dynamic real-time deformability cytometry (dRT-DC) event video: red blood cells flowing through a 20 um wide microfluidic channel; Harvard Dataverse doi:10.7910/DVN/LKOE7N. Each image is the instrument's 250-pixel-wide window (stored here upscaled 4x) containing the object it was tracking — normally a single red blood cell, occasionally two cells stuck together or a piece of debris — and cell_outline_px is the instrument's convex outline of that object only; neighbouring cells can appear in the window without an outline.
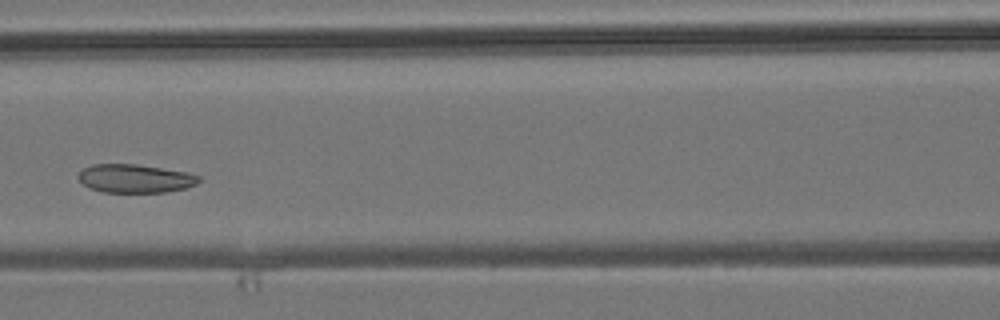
{"species": "common noctule bat (a hibernating species)", "species_latin": "Nyctalus noctula", "temperature_condition": "room temperature", "stored_images_in_passage": 6, "camera_frame_rate_fps": 3000, "um_per_image_px": 0.085, "animal": {"sex": "male", "body_mass_g": 19.2, "forearm_length_mm": 51.8}, "frame": {"image": 1, "passage_image": 6, "time_ms": 5.667, "image_size_px": [1000, 320], "cell_outline_px": [[200, 180], [196, 184], [184, 188], [164, 192], [104, 192], [88, 188], [76, 176], [84, 168], [92, 164], [136, 164], [188, 172], [200, 176]], "centroid_in_image_um": [11.47, 15.17], "position_along_channel_um": 155.1, "area_um2": 19.94}}